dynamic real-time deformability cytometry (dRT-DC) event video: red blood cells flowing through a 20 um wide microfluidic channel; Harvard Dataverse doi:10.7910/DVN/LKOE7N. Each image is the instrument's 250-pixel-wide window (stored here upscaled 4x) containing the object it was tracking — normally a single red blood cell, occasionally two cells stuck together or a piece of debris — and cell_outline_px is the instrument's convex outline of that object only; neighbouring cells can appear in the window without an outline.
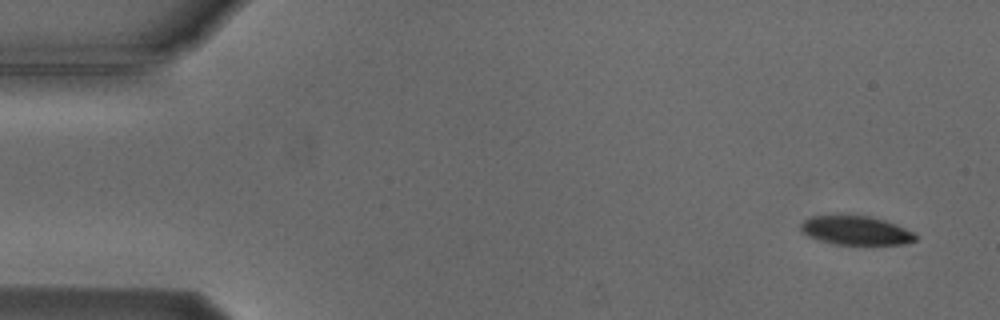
{"species": "Egyptian fruit bat (a non-hibernating species)", "species_latin": "Rousettus aegyptiacus", "temperature_condition": "cold", "stored_images_in_passage": 4, "camera_frame_rate_fps": 3000, "um_per_image_px": 0.085, "animal": {"sex": "male"}, "frame": {"image": 1, "passage_image": 1, "time_ms": 0.0, "image_size_px": [1000, 320], "cell_outline_px": [[916, 240], [904, 244], [832, 244], [808, 236], [800, 228], [800, 224], [804, 220], [812, 216], [872, 216], [896, 224], [912, 232], [916, 236]], "centroid_in_image_um": [72.74, 19.59], "position_along_channel_um": 12.3, "area_um2": 19.02}}
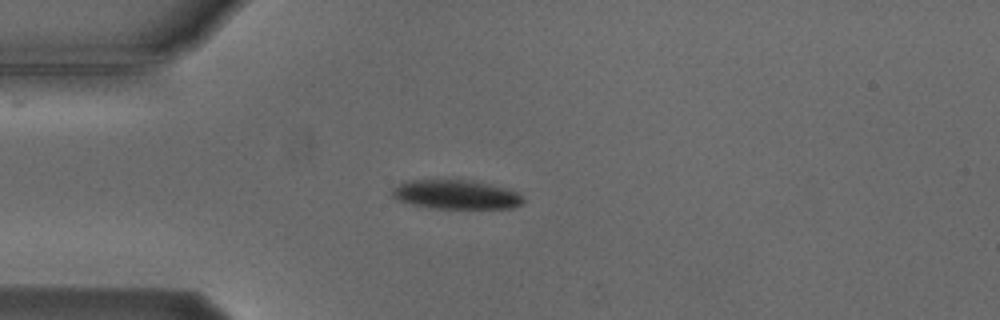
{"frame": {"image": 2, "passage_image": 4, "time_ms": 3.667, "image_size_px": [1000, 320], "cell_outline_px": [[524, 200], [520, 204], [512, 208], [432, 208], [412, 204], [396, 200], [392, 196], [392, 188], [408, 180], [468, 180], [488, 184], [504, 188], [516, 192]], "centroid_in_image_um": [38.7, 16.54], "position_along_channel_um": 46.3, "area_um2": 21.91}}